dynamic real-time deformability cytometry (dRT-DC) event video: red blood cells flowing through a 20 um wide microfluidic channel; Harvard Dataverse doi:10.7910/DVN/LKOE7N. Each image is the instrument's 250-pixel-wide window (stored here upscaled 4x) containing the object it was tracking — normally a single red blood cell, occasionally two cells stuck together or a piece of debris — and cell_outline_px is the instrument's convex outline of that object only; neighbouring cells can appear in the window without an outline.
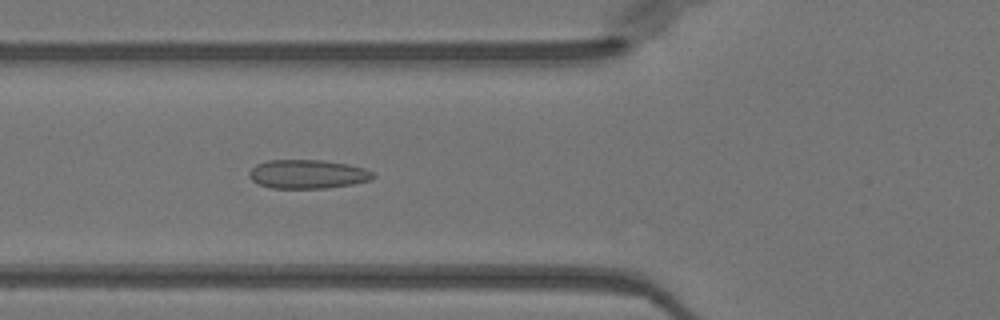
{"species": "Egyptian fruit bat (a non-hibernating species)", "species_latin": "Rousettus aegyptiacus", "temperature_condition": "warm", "stored_images_in_passage": 50, "camera_frame_rate_fps": 3000, "um_per_image_px": 0.085, "animal": {"sex": "female"}, "frame": {"image": 1, "passage_image": 18, "time_ms": 5.667, "image_size_px": [1000, 320], "cell_outline_px": [[376, 176], [368, 180], [352, 184], [324, 188], [272, 188], [260, 184], [252, 180], [248, 176], [248, 172], [256, 164], [268, 160], [324, 160], [348, 164], [364, 168], [372, 172]], "centroid_in_image_um": [26.12, 14.79], "position_along_channel_um": 99.7, "area_um2": 20.75}}
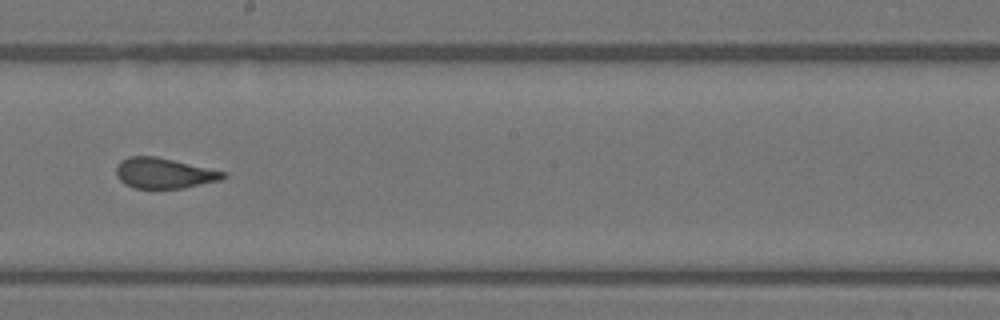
{"frame": {"image": 2, "passage_image": 28, "time_ms": 9.0, "image_size_px": [1000, 320], "cell_outline_px": [[228, 176], [220, 180], [184, 188], [132, 188], [124, 184], [116, 176], [116, 168], [120, 160], [128, 156], [156, 156], [224, 172]], "centroid_in_image_um": [13.89, 14.72], "position_along_channel_um": 234.3, "area_um2": 18.9}}
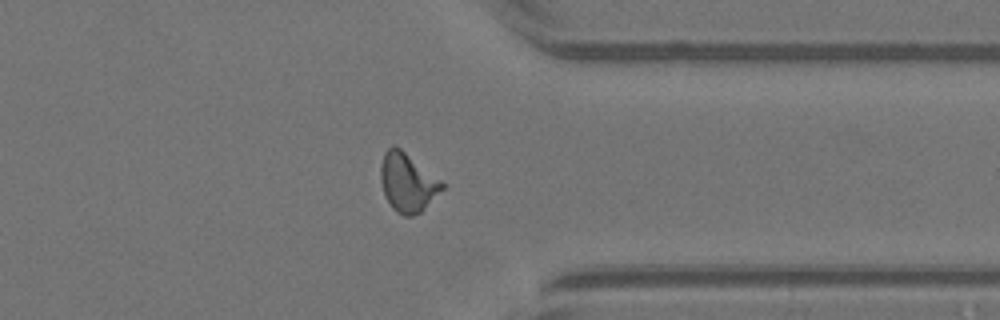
{"frame": {"image": 3, "passage_image": 39, "time_ms": 12.667, "image_size_px": [1000, 320], "cell_outline_px": [[444, 188], [420, 212], [412, 216], [404, 216], [396, 212], [392, 208], [384, 192], [380, 180], [380, 164], [384, 152], [392, 144], [400, 148], [440, 180], [444, 184]], "centroid_in_image_um": [34.6, 15.5], "position_along_channel_um": 376.8, "area_um2": 20.69}, "authors_computed_cell_mechanics": {"area_um2": 19.941, "velocity_mm_per_s": 4.0216, "shape_relaxation_time_tau1_ms": null, "shape_relaxation_time_tau2_ms": 0.9585, "deformation_change_tau1": null, "deformation_change_tau2": 0.0658}}